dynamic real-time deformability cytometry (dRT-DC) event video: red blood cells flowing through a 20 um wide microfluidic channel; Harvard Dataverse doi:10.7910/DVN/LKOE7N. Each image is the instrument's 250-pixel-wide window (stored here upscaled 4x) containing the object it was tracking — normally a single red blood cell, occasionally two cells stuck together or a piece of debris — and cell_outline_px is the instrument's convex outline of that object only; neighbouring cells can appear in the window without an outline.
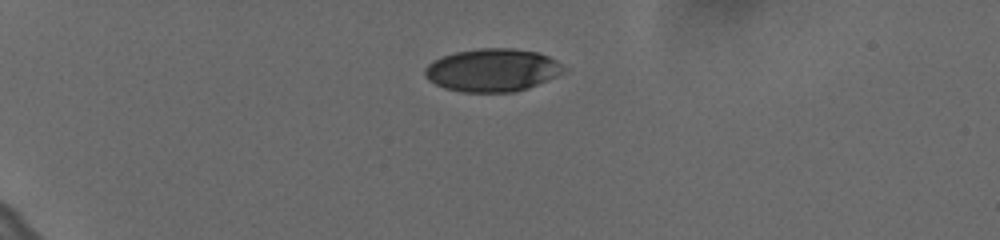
{"species": "human", "species_latin": "Homo sapiens", "temperature_condition": "cold", "stored_images_in_passage": 39, "camera_frame_rate_fps": 3000, "um_per_image_px": 0.085, "donor": {"sex": "female"}, "frame": {"image": 1, "passage_image": 1, "time_ms": 0.0, "image_size_px": [1000, 240], "cell_outline_px": [[568, 68], [564, 72], [548, 80], [528, 88], [516, 92], [460, 92], [444, 88], [428, 80], [424, 76], [424, 68], [428, 64], [444, 56], [456, 52], [480, 48], [512, 48], [536, 52], [548, 56], [556, 60]], "centroid_in_image_um": [41.87, 5.97], "position_along_channel_um": 43.1, "area_um2": 34.8}}
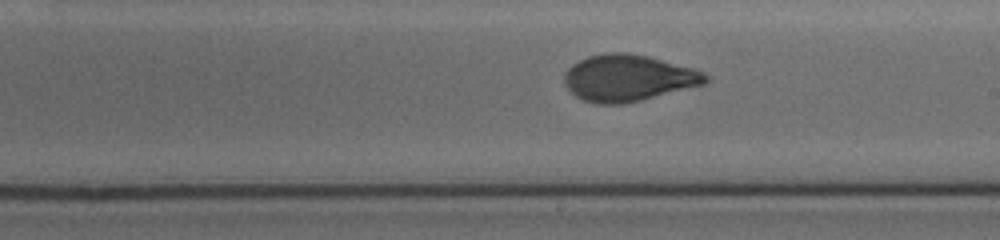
{"frame": {"image": 2, "passage_image": 22, "time_ms": 7.0, "image_size_px": [1000, 240], "cell_outline_px": [[708, 80], [704, 84], [624, 104], [596, 104], [584, 100], [576, 96], [564, 84], [564, 76], [568, 68], [572, 64], [588, 56], [608, 52], [628, 52], [648, 56], [692, 68], [704, 72], [708, 76]], "centroid_in_image_um": [53.37, 6.62], "position_along_channel_um": 235.6, "area_um2": 38.09}}
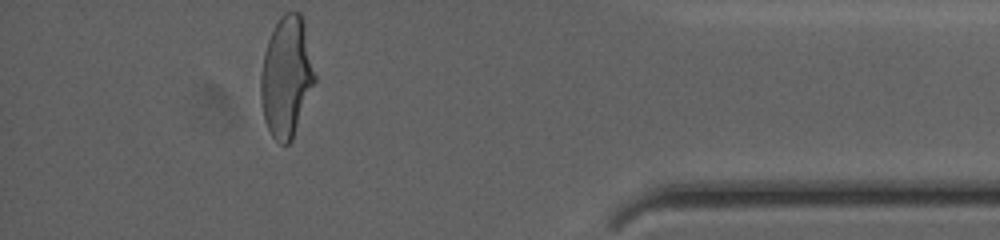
{"frame": {"image": 3, "passage_image": 39, "time_ms": 12.667, "image_size_px": [1000, 240], "cell_outline_px": [[316, 80], [292, 140], [288, 144], [280, 144], [272, 136], [264, 120], [260, 100], [260, 76], [264, 52], [268, 40], [280, 16], [284, 12], [300, 12], [304, 20], [316, 76]], "centroid_in_image_um": [24.35, 6.53], "position_along_channel_um": 410.9, "area_um2": 38.15}, "authors_computed_cell_mechanics": {"area_um2": 38.0324, "velocity_mm_per_s": 3.6283, "shape_relaxation_time_tau1_ms": 3.4682, "shape_relaxation_time_tau2_ms": 0.963, "deformation_change_tau1": 0.1689, "deformation_change_tau2": 0.0685}}